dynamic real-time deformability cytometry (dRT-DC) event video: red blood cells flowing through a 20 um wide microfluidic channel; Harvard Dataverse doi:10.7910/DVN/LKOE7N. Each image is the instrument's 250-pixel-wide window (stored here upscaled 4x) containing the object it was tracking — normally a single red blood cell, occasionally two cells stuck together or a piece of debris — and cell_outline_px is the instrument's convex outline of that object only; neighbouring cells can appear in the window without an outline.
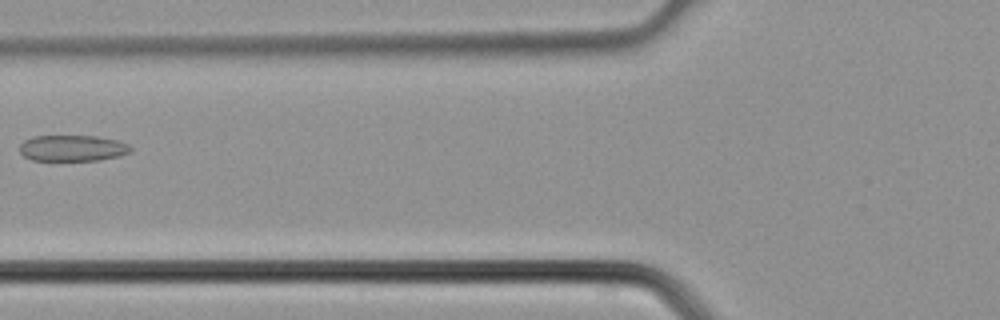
{"species": "common noctule bat (a hibernating species)", "species_latin": "Nyctalus noctula", "temperature_condition": "cold", "stored_images_in_passage": 2, "camera_frame_rate_fps": 3000, "um_per_image_px": 0.085, "animal": {"sex": "male", "body_mass_g": 21.5, "forearm_length_mm": 52.0}, "frame": {"image": 1, "passage_image": 2, "time_ms": 0.333, "image_size_px": [1000, 320], "cell_outline_px": [[132, 152], [120, 156], [100, 160], [32, 160], [24, 156], [20, 152], [20, 144], [24, 140], [32, 136], [96, 136], [116, 140], [128, 144], [132, 148]], "centroid_in_image_um": [6.18, 12.59], "position_along_channel_um": 119.6, "area_um2": 16.94}}